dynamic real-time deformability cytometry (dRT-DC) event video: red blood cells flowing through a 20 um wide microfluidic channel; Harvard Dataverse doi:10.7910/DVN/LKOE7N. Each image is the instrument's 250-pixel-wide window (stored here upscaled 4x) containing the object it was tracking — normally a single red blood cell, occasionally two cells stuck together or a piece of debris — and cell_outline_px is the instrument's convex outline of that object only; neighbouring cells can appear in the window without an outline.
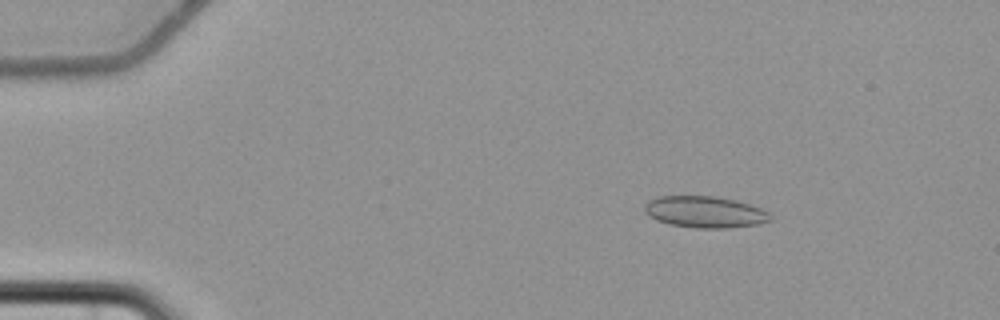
{"species": "common noctule bat (a hibernating species)", "species_latin": "Nyctalus noctula", "temperature_condition": "cold", "stored_images_in_passage": 5, "camera_frame_rate_fps": 3000, "um_per_image_px": 0.085, "animal": {"sex": "female", "body_mass_g": 22.7, "forearm_length_mm": 54.2}, "frame": {"image": 1, "passage_image": 3, "time_ms": 2.667, "image_size_px": [1000, 320], "cell_outline_px": [[772, 220], [756, 224], [728, 228], [696, 228], [668, 224], [656, 220], [648, 216], [644, 212], [644, 204], [648, 200], [660, 196], [712, 196], [736, 200], [760, 208], [768, 212], [772, 216]], "centroid_in_image_um": [59.87, 18.02], "position_along_channel_um": 25.1, "area_um2": 23.18}}